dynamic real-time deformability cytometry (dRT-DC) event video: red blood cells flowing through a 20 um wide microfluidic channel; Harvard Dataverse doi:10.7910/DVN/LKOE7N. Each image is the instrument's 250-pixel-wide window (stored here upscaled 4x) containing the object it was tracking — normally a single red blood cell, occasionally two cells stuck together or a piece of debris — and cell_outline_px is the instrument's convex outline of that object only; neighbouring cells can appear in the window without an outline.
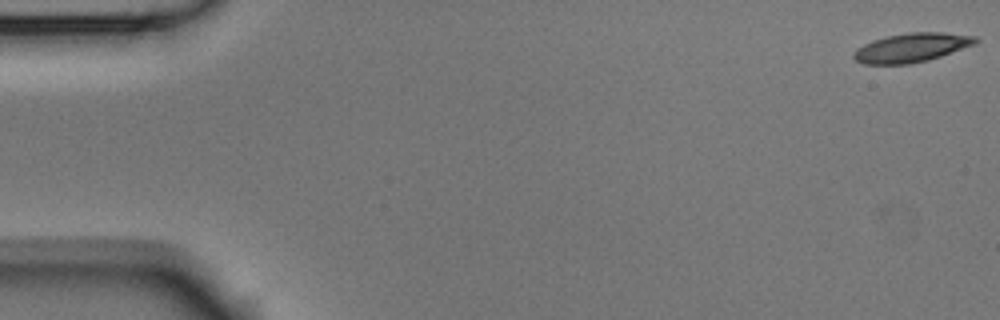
{"species": "Egyptian fruit bat (a non-hibernating species)", "species_latin": "Rousettus aegyptiacus", "temperature_condition": "room temperature", "stored_images_in_passage": 3, "segment_of_instrument_passage": [2, 2], "camera_frame_rate_fps": 3000, "um_per_image_px": 0.085, "animal": {"sex": "male"}, "frame": {"image": 1, "passage_image": 3, "time_ms": 0.667, "image_size_px": [1000, 320], "cell_outline_px": [[980, 40], [976, 44], [928, 60], [908, 64], [864, 64], [856, 60], [852, 56], [852, 52], [856, 48], [872, 40], [888, 36], [908, 32], [944, 32], [976, 36]], "centroid_in_image_um": [77.48, 4.04], "position_along_channel_um": 7.5, "area_um2": 20.69}}